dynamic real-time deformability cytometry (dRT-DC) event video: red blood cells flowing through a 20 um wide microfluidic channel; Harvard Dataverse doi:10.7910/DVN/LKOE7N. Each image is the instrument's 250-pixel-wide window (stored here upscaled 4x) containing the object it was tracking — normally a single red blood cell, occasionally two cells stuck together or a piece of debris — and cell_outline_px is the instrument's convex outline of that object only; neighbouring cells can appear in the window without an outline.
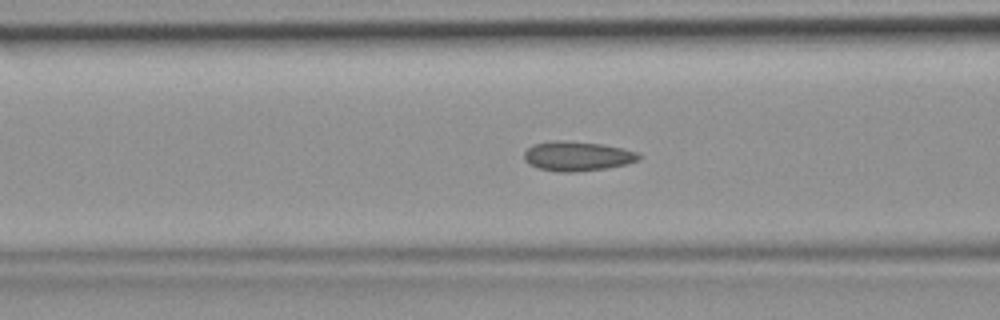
{"species": "common noctule bat (a hibernating species)", "species_latin": "Nyctalus noctula", "temperature_condition": "room temperature", "stored_images_in_passage": 47, "segment_of_instrument_passage": [1, 2], "camera_frame_rate_fps": 3000, "um_per_image_px": 0.085, "animal": {"sex": "female", "body_mass_g": 19.9}, "frame": {"image": 1, "passage_image": 18, "time_ms": 5.667, "image_size_px": [1000, 320], "cell_outline_px": [[640, 160], [624, 164], [604, 168], [576, 172], [560, 172], [540, 168], [528, 164], [524, 160], [524, 152], [528, 148], [536, 144], [556, 140], [600, 144], [624, 148], [640, 152]], "centroid_in_image_um": [49.08, 13.27], "position_along_channel_um": 117.5, "area_um2": 19.54}}
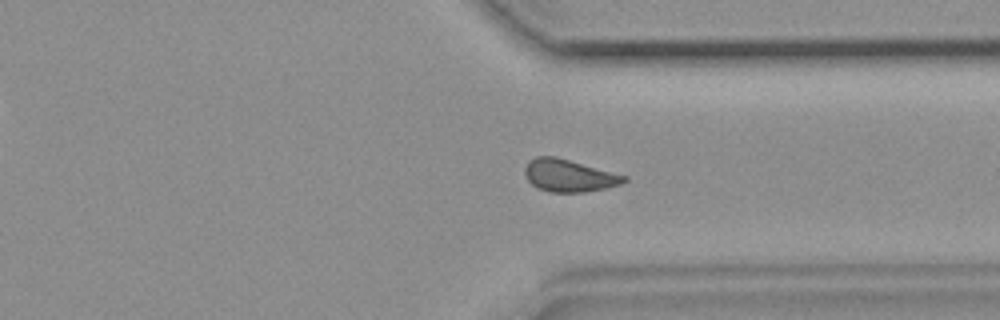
{"frame": {"image": 2, "passage_image": 35, "time_ms": 11.333, "image_size_px": [1000, 320], "cell_outline_px": [[628, 180], [620, 184], [604, 188], [584, 192], [552, 192], [536, 188], [528, 180], [524, 172], [524, 168], [528, 160], [536, 156], [556, 156], [628, 176]], "centroid_in_image_um": [48.34, 14.91], "position_along_channel_um": 363.1, "area_um2": 18.79}}
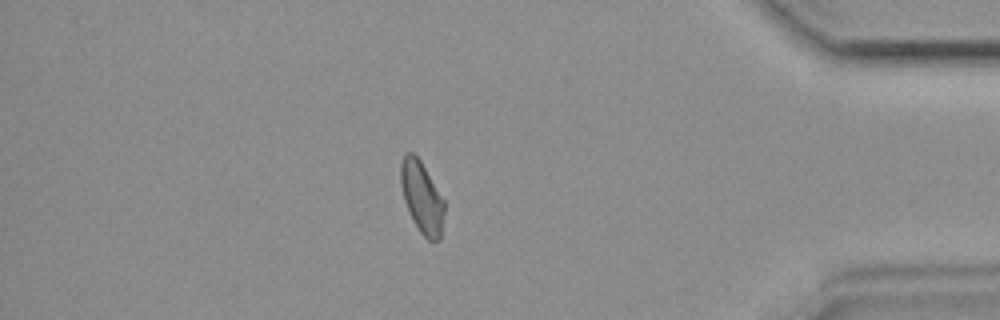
{"frame": {"image": 3, "passage_image": 40, "time_ms": 13.0, "image_size_px": [1000, 320], "cell_outline_px": [[444, 212], [440, 240], [428, 240], [420, 232], [412, 220], [404, 200], [400, 184], [400, 164], [404, 156], [408, 152], [412, 152], [420, 160], [444, 200]], "centroid_in_image_um": [35.84, 16.78], "position_along_channel_um": 399.4, "area_um2": 18.03}}